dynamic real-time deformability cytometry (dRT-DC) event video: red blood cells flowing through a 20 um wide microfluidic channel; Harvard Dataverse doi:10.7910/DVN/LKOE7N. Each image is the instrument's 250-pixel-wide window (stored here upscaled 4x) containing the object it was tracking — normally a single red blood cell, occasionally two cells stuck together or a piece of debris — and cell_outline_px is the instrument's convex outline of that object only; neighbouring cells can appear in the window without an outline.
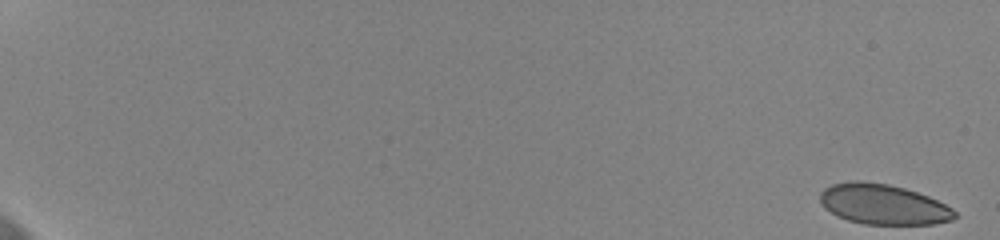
{"species": "human", "species_latin": "Homo sapiens", "temperature_condition": "cold", "stored_images_in_passage": 58, "camera_frame_rate_fps": 3000, "um_per_image_px": 0.085, "donor": {"sex": "female"}, "frame": {"image": 1, "passage_image": 1, "time_ms": 0.0, "image_size_px": [1000, 240], "cell_outline_px": [[956, 216], [952, 220], [932, 224], [864, 224], [848, 220], [836, 216], [824, 208], [820, 204], [820, 192], [824, 188], [832, 184], [852, 180], [860, 180], [888, 184], [904, 188], [928, 196], [952, 208], [956, 212]], "centroid_in_image_um": [75.03, 17.36], "position_along_channel_um": 10.0, "area_um2": 31.67}}
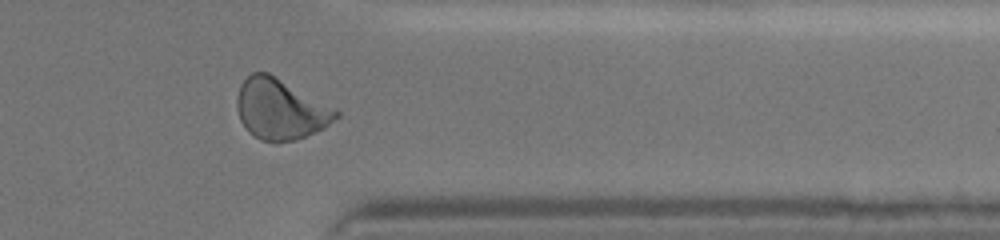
{"frame": {"image": 2, "passage_image": 50, "time_ms": 16.333, "image_size_px": [1000, 240], "cell_outline_px": [[340, 116], [324, 128], [296, 140], [276, 144], [260, 140], [248, 132], [240, 120], [236, 108], [236, 96], [240, 84], [252, 72], [268, 72], [340, 112]], "centroid_in_image_um": [23.78, 9.32], "position_along_channel_um": 387.6, "area_um2": 34.97}}
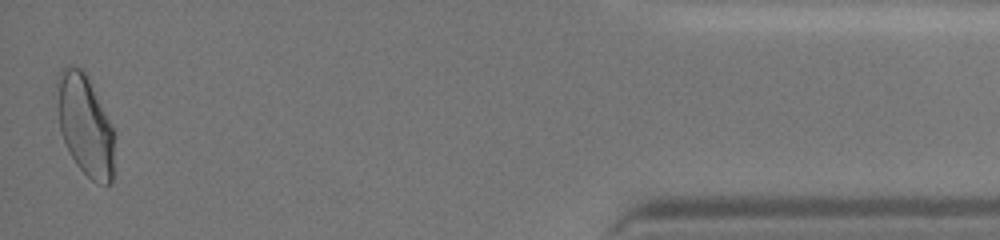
{"frame": {"image": 3, "passage_image": 58, "time_ms": 19.0, "image_size_px": [1000, 240], "cell_outline_px": [[116, 132], [112, 184], [104, 184], [92, 180], [76, 164], [60, 132], [56, 108], [56, 80], [60, 72], [68, 64], [72, 64], [80, 68], [88, 76]], "centroid_in_image_um": [7.25, 10.6], "position_along_channel_um": 428.0, "area_um2": 34.45}, "authors_computed_cell_mechanics": {"area_um2": 33.2061, "velocity_mm_per_s": 3.6366, "shape_relaxation_time_tau1_ms": 7.4094, "shape_relaxation_time_tau2_ms": null, "deformation_change_tau1": 0.1428, "deformation_change_tau2": null}}